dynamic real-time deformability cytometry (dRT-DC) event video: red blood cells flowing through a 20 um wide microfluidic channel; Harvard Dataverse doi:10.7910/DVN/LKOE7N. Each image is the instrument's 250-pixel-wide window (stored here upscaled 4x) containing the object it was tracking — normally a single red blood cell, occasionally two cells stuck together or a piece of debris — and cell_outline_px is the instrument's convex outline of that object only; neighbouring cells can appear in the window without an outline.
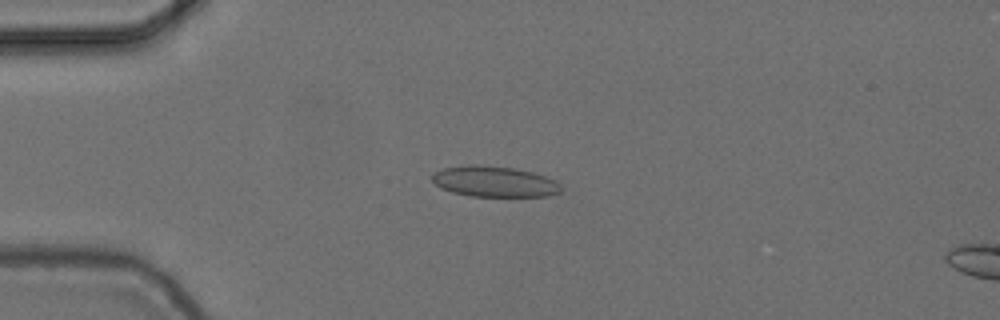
{"species": "common noctule bat (a hibernating species)", "species_latin": "Nyctalus noctula", "temperature_condition": "cold", "stored_images_in_passage": 51, "camera_frame_rate_fps": 3000, "um_per_image_px": 0.085, "animal": {"sex": "female", "body_mass_g": 24.6, "forearm_length_mm": 56.2}, "frame": {"image": 1, "passage_image": 14, "time_ms": 4.333, "image_size_px": [1000, 320], "cell_outline_px": [[564, 188], [560, 192], [548, 196], [468, 196], [452, 192], [440, 188], [432, 180], [432, 172], [444, 168], [468, 164], [480, 164], [516, 168], [532, 172], [556, 180]], "centroid_in_image_um": [42.02, 15.42], "position_along_channel_um": 43.0, "area_um2": 23.41}}
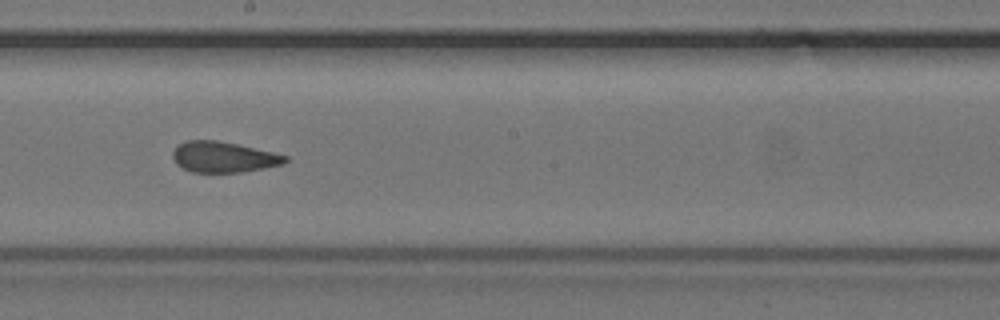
{"frame": {"image": 2, "passage_image": 31, "time_ms": 10.0, "image_size_px": [1000, 320], "cell_outline_px": [[288, 160], [284, 164], [264, 168], [240, 172], [192, 172], [176, 164], [172, 156], [172, 152], [180, 144], [188, 140], [216, 140], [236, 144], [272, 152], [288, 156]], "centroid_in_image_um": [19.0, 13.35], "position_along_channel_um": 229.2, "area_um2": 19.94}}
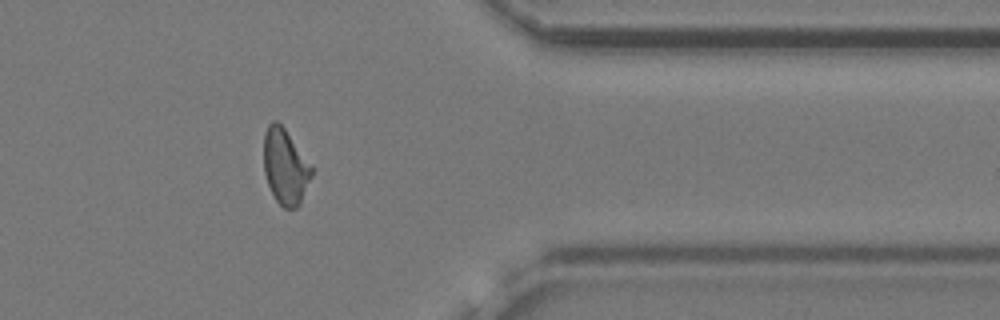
{"frame": {"image": 3, "passage_image": 45, "time_ms": 14.667, "image_size_px": [1000, 320], "cell_outline_px": [[312, 176], [300, 204], [296, 208], [284, 208], [276, 200], [268, 184], [264, 172], [264, 132], [268, 124], [272, 120], [276, 120], [284, 128], [312, 168]], "centroid_in_image_um": [24.22, 14.17], "position_along_channel_um": 387.2, "area_um2": 20.69}}